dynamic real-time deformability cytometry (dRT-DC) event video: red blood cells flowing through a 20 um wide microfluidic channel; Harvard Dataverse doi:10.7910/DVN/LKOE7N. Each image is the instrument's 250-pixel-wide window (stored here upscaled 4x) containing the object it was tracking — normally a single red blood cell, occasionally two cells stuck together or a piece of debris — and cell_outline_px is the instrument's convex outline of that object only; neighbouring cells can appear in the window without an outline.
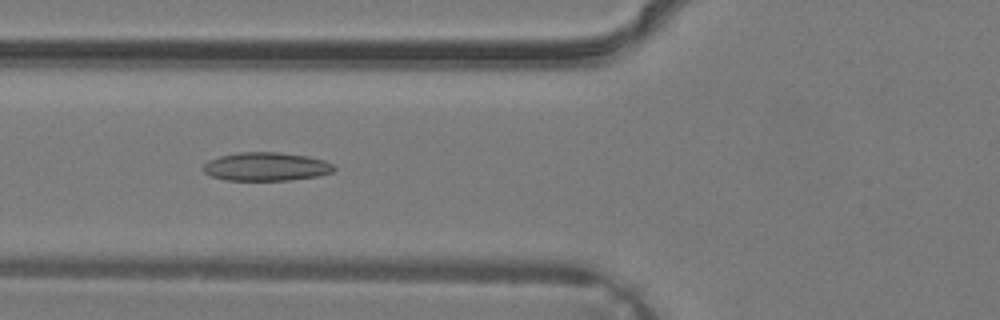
{"species": "common noctule bat (a hibernating species)", "species_latin": "Nyctalus noctula", "temperature_condition": "warm", "stored_images_in_passage": 23, "camera_frame_rate_fps": 3000, "um_per_image_px": 0.085, "animal": {"sex": "male", "body_mass_g": 19.2, "forearm_length_mm": 51.8}, "frame": {"image": 1, "passage_image": 3, "time_ms": 0.667, "image_size_px": [1000, 320], "cell_outline_px": [[336, 168], [332, 172], [316, 176], [288, 180], [224, 180], [212, 176], [204, 172], [200, 168], [208, 160], [220, 156], [240, 152], [280, 152], [308, 156], [324, 160], [332, 164]], "centroid_in_image_um": [22.59, 14.16], "position_along_channel_um": 103.2, "area_um2": 21.73}}
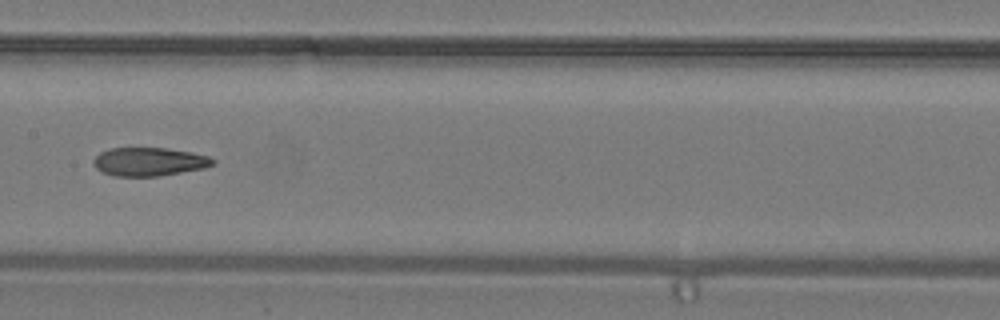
{"frame": {"image": 2, "passage_image": 8, "time_ms": 2.333, "image_size_px": [1000, 320], "cell_outline_px": [[216, 160], [212, 164], [204, 168], [160, 176], [112, 176], [96, 168], [92, 164], [92, 160], [100, 152], [108, 148], [164, 148], [192, 152], [208, 156]], "centroid_in_image_um": [12.65, 13.74], "position_along_channel_um": 194.8, "area_um2": 19.83}}
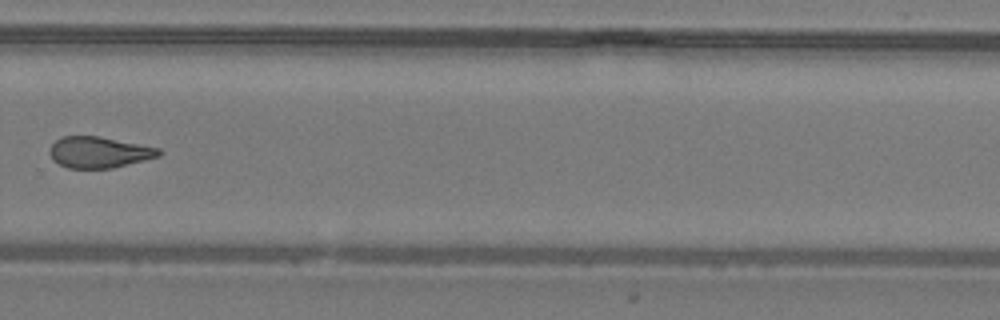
{"frame": {"image": 3, "passage_image": 15, "time_ms": 4.667, "image_size_px": [1000, 320], "cell_outline_px": [[160, 156], [112, 168], [68, 168], [52, 160], [48, 152], [48, 148], [56, 140], [64, 136], [100, 136], [160, 148]], "centroid_in_image_um": [8.38, 12.94], "position_along_channel_um": 321.4, "area_um2": 19.83}}